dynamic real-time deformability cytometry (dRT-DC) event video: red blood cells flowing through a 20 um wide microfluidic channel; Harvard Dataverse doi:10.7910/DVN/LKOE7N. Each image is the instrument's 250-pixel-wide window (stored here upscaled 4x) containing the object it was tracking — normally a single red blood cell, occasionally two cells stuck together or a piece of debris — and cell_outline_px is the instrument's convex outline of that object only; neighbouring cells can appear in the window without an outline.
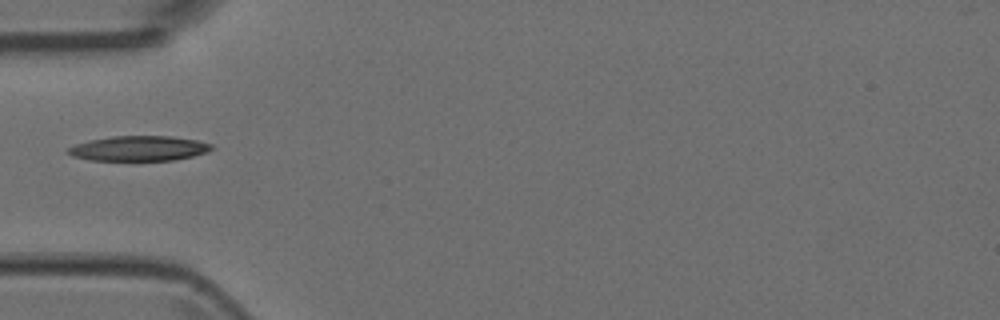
{"species": "Egyptian fruit bat (a non-hibernating species)", "species_latin": "Rousettus aegyptiacus", "temperature_condition": "room temperature", "stored_images_in_passage": 7, "camera_frame_rate_fps": 3000, "um_per_image_px": 0.085, "animal": {"sex": "female"}, "frame": {"image": 1, "passage_image": 5, "time_ms": 1.333, "image_size_px": [1000, 320], "cell_outline_px": [[216, 148], [208, 152], [192, 156], [172, 160], [88, 160], [72, 156], [64, 152], [68, 148], [76, 144], [88, 140], [112, 136], [172, 136], [196, 140], [212, 144]], "centroid_in_image_um": [11.8, 12.61], "position_along_channel_um": 73.2, "area_um2": 21.04}}
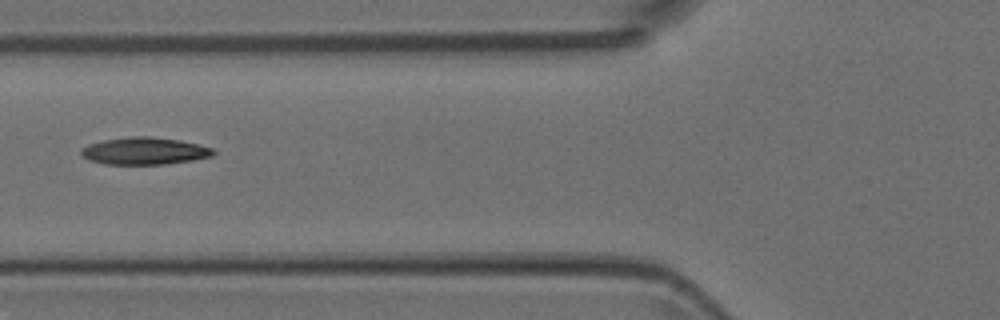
{"frame": {"image": 2, "passage_image": 6, "time_ms": 1.667, "image_size_px": [1000, 320], "cell_outline_px": [[216, 152], [212, 156], [192, 160], [164, 164], [104, 164], [88, 160], [80, 152], [80, 148], [88, 144], [104, 140], [132, 136], [152, 136], [180, 140], [212, 148]], "centroid_in_image_um": [12.25, 12.83], "position_along_channel_um": 113.5, "area_um2": 20.92}}
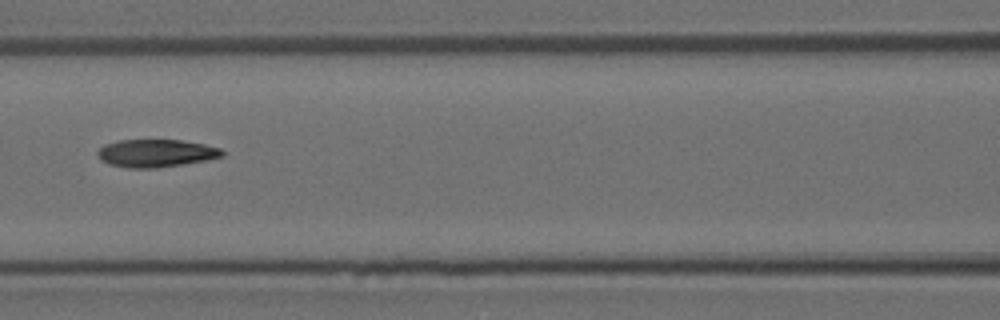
{"frame": {"image": 3, "passage_image": 7, "time_ms": 2.0, "image_size_px": [1000, 320], "cell_outline_px": [[224, 156], [208, 160], [156, 168], [128, 168], [108, 164], [100, 160], [96, 152], [104, 144], [120, 140], [180, 140], [204, 144], [220, 148], [224, 152]], "centroid_in_image_um": [13.24, 13.02], "position_along_channel_um": 153.4, "area_um2": 20.23}}